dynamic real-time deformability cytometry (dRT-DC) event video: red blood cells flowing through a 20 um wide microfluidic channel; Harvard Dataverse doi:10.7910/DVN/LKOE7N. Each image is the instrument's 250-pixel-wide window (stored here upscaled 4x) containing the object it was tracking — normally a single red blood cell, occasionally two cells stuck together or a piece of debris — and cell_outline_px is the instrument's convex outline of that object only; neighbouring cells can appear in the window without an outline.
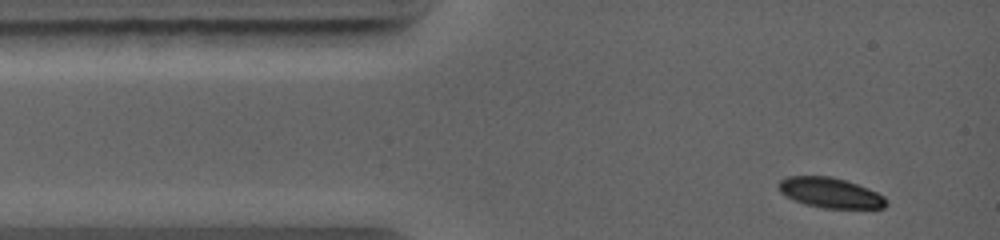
{"species": "common noctule bat (a hibernating species)", "species_latin": "Nyctalus noctula", "temperature_condition": "warm", "stored_images_in_passage": 3, "camera_frame_rate_fps": 5000, "um_per_image_px": 0.085, "animal": {"sex": "female", "body_mass_g": 19.0, "forearm_length_mm": 56.7}, "frame": {"image": 1, "passage_image": 1, "time_ms": 0.0, "image_size_px": [1000, 240], "cell_outline_px": [[888, 204], [884, 208], [824, 208], [804, 204], [784, 196], [780, 192], [776, 184], [780, 180], [788, 176], [828, 176], [844, 180], [868, 188], [884, 196], [888, 200]], "centroid_in_image_um": [70.55, 16.39], "position_along_channel_um": 14.5, "area_um2": 19.02}}